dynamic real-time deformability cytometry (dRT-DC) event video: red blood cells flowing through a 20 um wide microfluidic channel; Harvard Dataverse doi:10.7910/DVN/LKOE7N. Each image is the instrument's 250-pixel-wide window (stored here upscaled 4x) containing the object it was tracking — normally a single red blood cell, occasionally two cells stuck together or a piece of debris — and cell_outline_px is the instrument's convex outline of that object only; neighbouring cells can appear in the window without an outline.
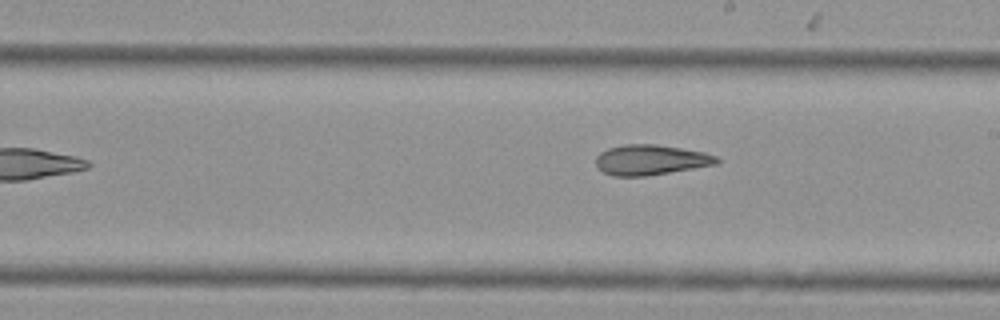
{"species": "Egyptian fruit bat (a non-hibernating species)", "species_latin": "Rousettus aegyptiacus", "temperature_condition": "cold", "stored_images_in_passage": 6, "camera_frame_rate_fps": 3000, "um_per_image_px": 0.085, "animal": {"sex": "female"}, "frame": {"image": 1, "passage_image": 6, "time_ms": 6.0, "image_size_px": [1000, 320], "cell_outline_px": [[720, 164], [648, 176], [612, 176], [596, 168], [596, 156], [600, 152], [608, 148], [624, 144], [656, 144], [704, 152], [716, 156], [720, 160]], "centroid_in_image_um": [55.31, 13.6], "position_along_channel_um": 233.7, "area_um2": 21.56}}